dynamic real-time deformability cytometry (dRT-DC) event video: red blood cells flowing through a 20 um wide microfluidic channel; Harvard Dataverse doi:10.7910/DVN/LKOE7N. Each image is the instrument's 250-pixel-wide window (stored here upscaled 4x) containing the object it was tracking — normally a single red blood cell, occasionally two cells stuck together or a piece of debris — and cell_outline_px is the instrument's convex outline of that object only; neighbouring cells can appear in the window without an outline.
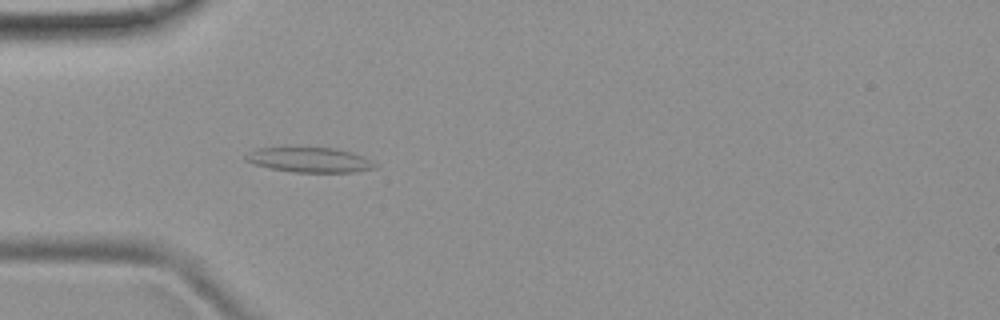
{"species": "common noctule bat (a hibernating species)", "species_latin": "Nyctalus noctula", "temperature_condition": "room temperature", "stored_images_in_passage": 47, "camera_frame_rate_fps": 3000, "um_per_image_px": 0.085, "animal": {"sex": "female", "body_mass_g": 19.9}, "frame": {"image": 1, "passage_image": 12, "time_ms": 3.667, "image_size_px": [1000, 320], "cell_outline_px": [[376, 168], [356, 172], [296, 172], [272, 168], [256, 164], [244, 160], [244, 156], [256, 148], [336, 148], [352, 152], [364, 156], [376, 164]], "centroid_in_image_um": [26.36, 13.59], "position_along_channel_um": 58.6, "area_um2": 18.55}}
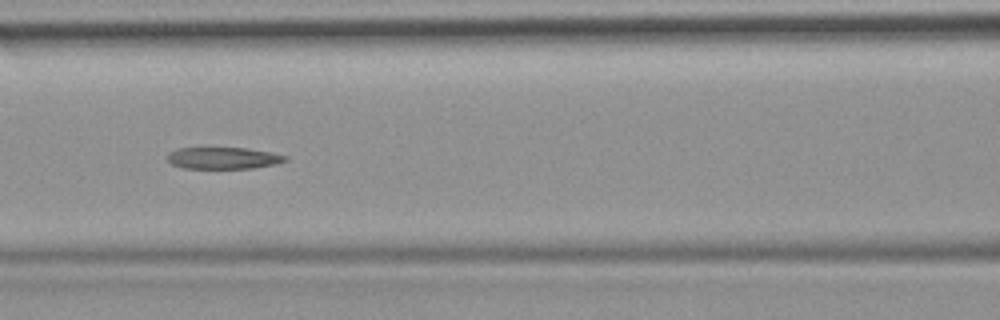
{"frame": {"image": 2, "passage_image": 19, "time_ms": 6.0, "image_size_px": [1000, 320], "cell_outline_px": [[288, 160], [276, 164], [252, 168], [184, 168], [172, 164], [168, 160], [168, 152], [176, 148], [200, 144], [208, 144], [244, 148], [272, 152], [288, 156]], "centroid_in_image_um": [18.9, 13.36], "position_along_channel_um": 147.7, "area_um2": 16.01}}
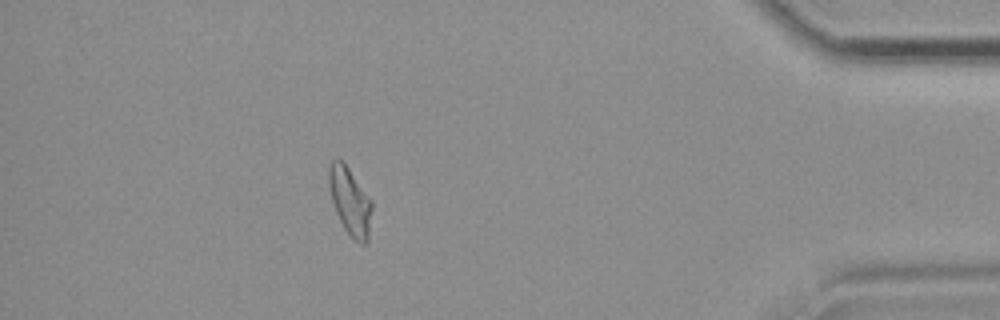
{"frame": {"image": 3, "passage_image": 42, "time_ms": 13.667, "image_size_px": [1000, 320], "cell_outline_px": [[372, 208], [368, 240], [364, 244], [360, 244], [344, 228], [336, 212], [332, 200], [328, 184], [328, 168], [332, 160], [344, 160], [372, 200]], "centroid_in_image_um": [29.76, 17.06], "position_along_channel_um": 405.4, "area_um2": 16.99}, "authors_computed_cell_mechanics": {"area_um2": 16.8776, "velocity_mm_per_s": 3.9752, "shape_relaxation_time_tau1_ms": 10.4499, "shape_relaxation_time_tau2_ms": 3.1537, "deformation_change_tau1": 0.2607, "deformation_change_tau2": 0.0881}}